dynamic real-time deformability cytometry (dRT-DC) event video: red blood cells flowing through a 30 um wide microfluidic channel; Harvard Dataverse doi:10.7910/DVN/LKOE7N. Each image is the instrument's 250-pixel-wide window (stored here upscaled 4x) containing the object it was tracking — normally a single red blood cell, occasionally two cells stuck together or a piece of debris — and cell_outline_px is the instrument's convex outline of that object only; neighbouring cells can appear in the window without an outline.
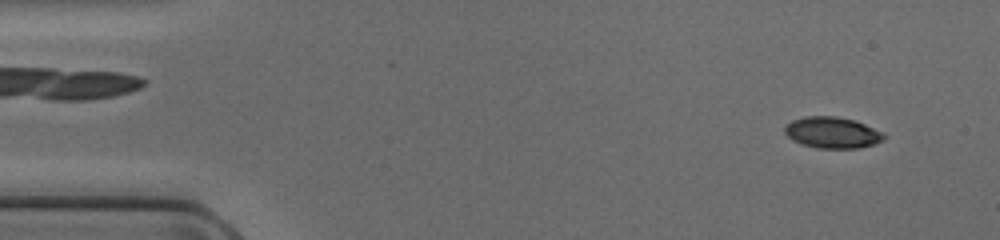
{"species": "common noctule bat (a hibernating species)", "species_latin": "Nyctalus noctula", "temperature_condition": "cold", "stored_images_in_passage": 42, "camera_frame_rate_fps": 3000, "um_per_image_px": 0.085, "animal": {"sex": "female", "body_mass_g": 17.0, "forearm_length_mm": 48.0}, "frame": {"image": 1, "passage_image": 3, "time_ms": 0.667, "image_size_px": [1000, 240], "cell_outline_px": [[884, 140], [876, 144], [860, 148], [816, 148], [800, 144], [792, 140], [784, 132], [784, 124], [792, 120], [804, 116], [836, 116], [852, 120], [864, 124], [884, 132]], "centroid_in_image_um": [70.72, 11.27], "position_along_channel_um": 14.3, "area_um2": 18.26}}
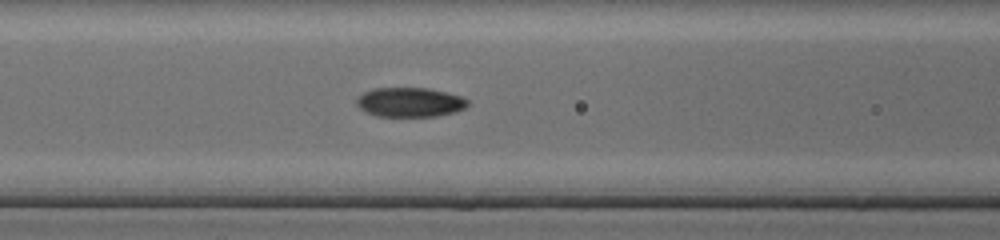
{"frame": {"image": 2, "passage_image": 19, "time_ms": 6.0, "image_size_px": [1000, 240], "cell_outline_px": [[468, 104], [464, 108], [456, 112], [436, 116], [376, 116], [364, 112], [356, 104], [356, 100], [364, 92], [372, 88], [428, 88], [460, 96], [468, 100]], "centroid_in_image_um": [34.81, 8.69], "position_along_channel_um": 131.8, "area_um2": 19.02}}
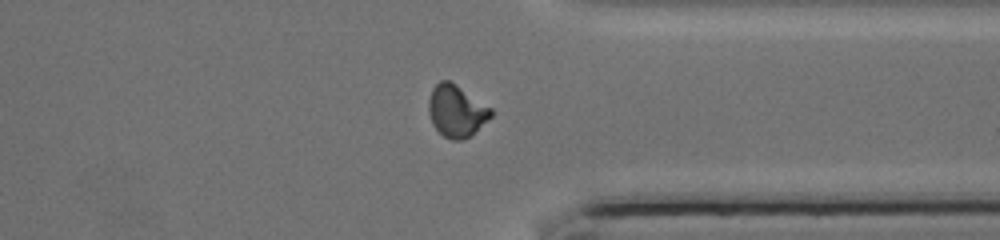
{"frame": {"image": 3, "passage_image": 36, "time_ms": 11.667, "image_size_px": [1000, 240], "cell_outline_px": [[492, 116], [464, 140], [452, 140], [444, 136], [432, 124], [428, 112], [428, 100], [432, 88], [440, 80], [448, 80], [456, 84], [492, 108]], "centroid_in_image_um": [38.77, 9.41], "position_along_channel_um": 372.6, "area_um2": 18.79}}